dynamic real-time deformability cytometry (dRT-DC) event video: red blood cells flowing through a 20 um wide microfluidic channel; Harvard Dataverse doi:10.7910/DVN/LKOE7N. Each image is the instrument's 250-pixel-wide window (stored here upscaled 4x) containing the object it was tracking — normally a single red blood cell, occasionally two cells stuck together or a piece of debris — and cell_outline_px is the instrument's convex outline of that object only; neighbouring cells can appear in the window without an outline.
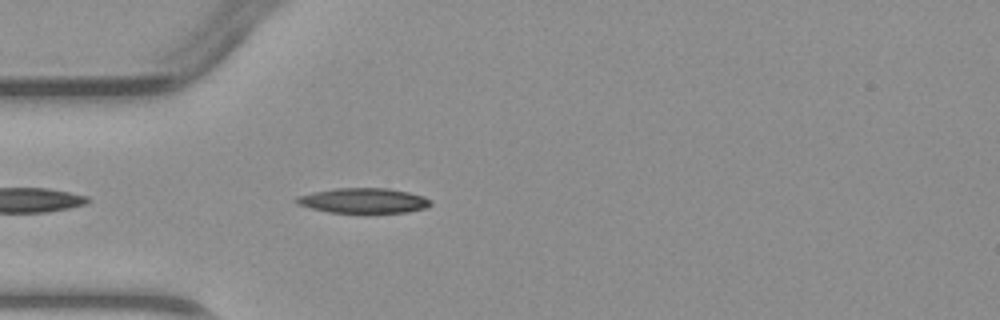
{"species": "common noctule bat (a hibernating species)", "species_latin": "Nyctalus noctula", "temperature_condition": "warm", "stored_images_in_passage": 4, "camera_frame_rate_fps": 3000, "um_per_image_px": 0.085, "animal": {"sex": "male", "body_mass_g": 23.1, "forearm_length_mm": 52.7}, "frame": {"image": 1, "passage_image": 4, "time_ms": 3.333, "image_size_px": [1000, 320], "cell_outline_px": [[432, 204], [424, 208], [408, 212], [328, 212], [296, 204], [296, 196], [312, 192], [336, 188], [388, 188], [408, 192], [424, 196]], "centroid_in_image_um": [30.87, 17.04], "position_along_channel_um": 54.1, "area_um2": 19.36}}